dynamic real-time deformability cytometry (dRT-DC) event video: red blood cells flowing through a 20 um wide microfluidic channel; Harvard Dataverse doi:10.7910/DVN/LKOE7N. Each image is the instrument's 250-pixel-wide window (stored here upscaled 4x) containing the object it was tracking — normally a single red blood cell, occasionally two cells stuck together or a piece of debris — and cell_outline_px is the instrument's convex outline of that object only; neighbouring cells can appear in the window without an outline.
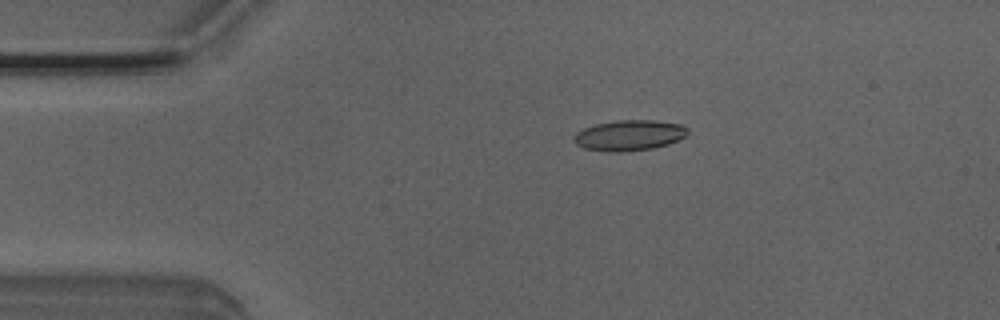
{"species": "Egyptian fruit bat (a non-hibernating species)", "species_latin": "Rousettus aegyptiacus", "temperature_condition": "room temperature", "stored_images_in_passage": 42, "camera_frame_rate_fps": 3000, "um_per_image_px": 0.085, "animal": {"sex": "male"}, "frame": {"image": 1, "passage_image": 10, "time_ms": 3.0, "image_size_px": [1000, 320], "cell_outline_px": [[688, 136], [668, 144], [652, 148], [620, 152], [612, 152], [584, 148], [576, 144], [572, 140], [572, 136], [576, 132], [584, 128], [596, 124], [616, 120], [652, 120], [680, 124], [688, 128]], "centroid_in_image_um": [53.48, 11.5], "position_along_channel_um": 31.5, "area_um2": 20.35}}
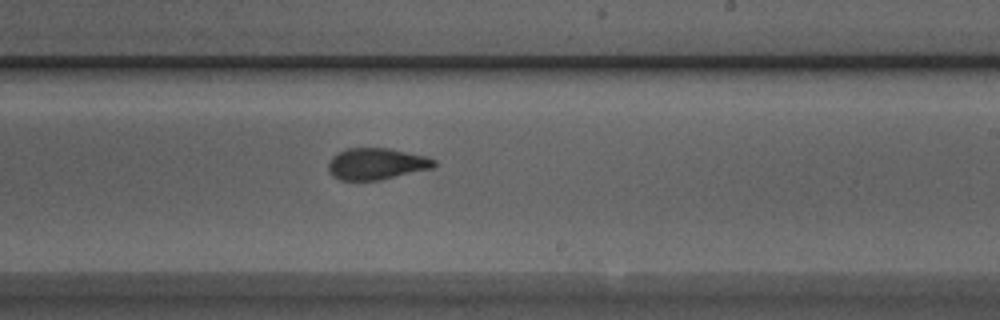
{"frame": {"image": 2, "passage_image": 30, "time_ms": 9.667, "image_size_px": [1000, 320], "cell_outline_px": [[436, 164], [432, 168], [380, 180], [340, 180], [332, 176], [328, 168], [328, 160], [336, 152], [348, 148], [388, 148], [424, 156], [436, 160]], "centroid_in_image_um": [31.95, 13.92], "position_along_channel_um": 257.1, "area_um2": 19.42}}
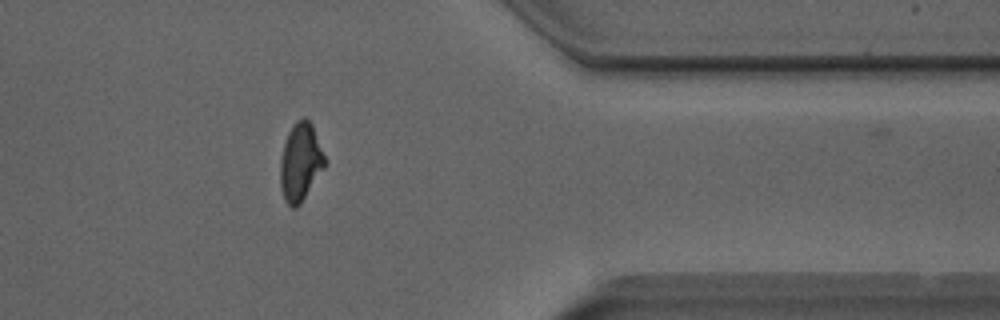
{"frame": {"image": 3, "passage_image": 41, "time_ms": 13.333, "image_size_px": [1000, 320], "cell_outline_px": [[324, 168], [300, 204], [296, 208], [292, 208], [284, 200], [280, 188], [280, 160], [284, 144], [288, 132], [296, 120], [304, 116], [312, 124], [324, 156]], "centroid_in_image_um": [25.51, 13.79], "position_along_channel_um": 385.9, "area_um2": 20.06}}